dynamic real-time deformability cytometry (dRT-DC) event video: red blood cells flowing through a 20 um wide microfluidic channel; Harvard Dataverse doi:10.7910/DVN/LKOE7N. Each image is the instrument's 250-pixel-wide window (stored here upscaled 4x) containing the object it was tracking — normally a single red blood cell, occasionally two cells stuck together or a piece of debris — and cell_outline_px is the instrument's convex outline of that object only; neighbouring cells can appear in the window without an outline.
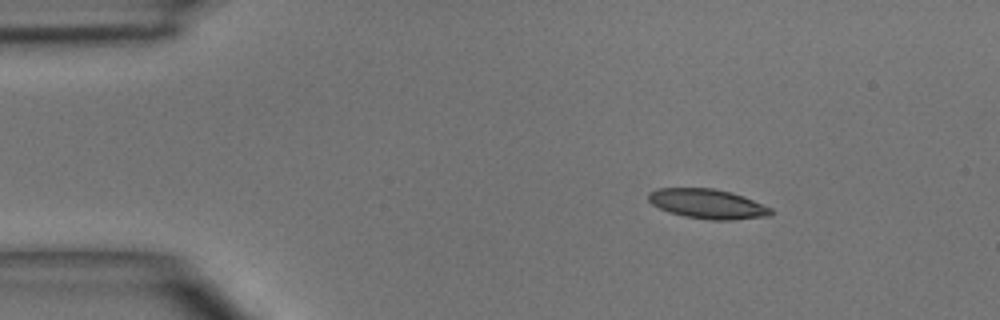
{"species": "common noctule bat (a hibernating species)", "species_latin": "Nyctalus noctula", "temperature_condition": "room temperature", "stored_images_in_passage": 5, "camera_frame_rate_fps": 3000, "um_per_image_px": 0.085, "animal": {"sex": "male", "body_mass_g": 15.6}, "frame": {"image": 1, "passage_image": 1, "time_ms": 0.0, "image_size_px": [1000, 320], "cell_outline_px": [[772, 216], [732, 220], [712, 220], [684, 216], [668, 212], [652, 204], [648, 200], [648, 192], [656, 188], [712, 188], [732, 192], [772, 208]], "centroid_in_image_um": [60.13, 17.33], "position_along_channel_um": 24.9, "area_um2": 21.21}}
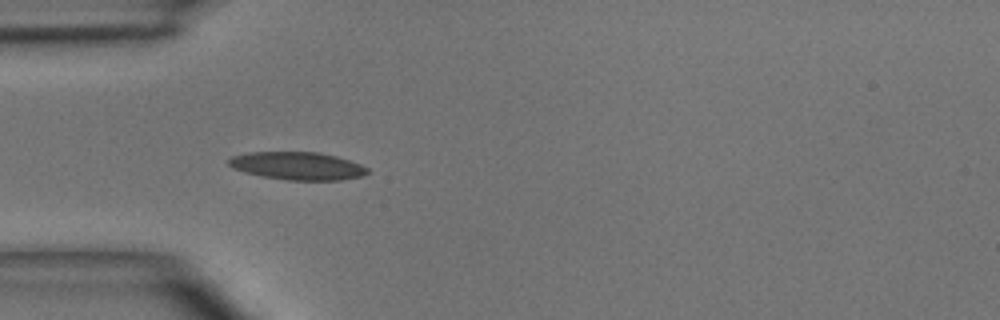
{"frame": {"image": 2, "passage_image": 3, "time_ms": 2.333, "image_size_px": [1000, 320], "cell_outline_px": [[368, 172], [364, 176], [340, 180], [288, 180], [264, 176], [244, 172], [232, 168], [228, 164], [228, 160], [232, 156], [248, 152], [320, 152], [336, 156], [360, 164], [368, 168]], "centroid_in_image_um": [25.29, 14.1], "position_along_channel_um": 59.7, "area_um2": 22.48}}
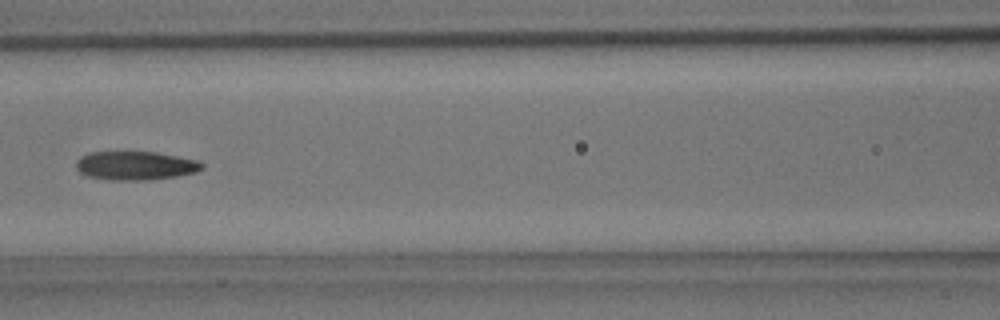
{"frame": {"image": 3, "passage_image": 5, "time_ms": 4.667, "image_size_px": [1000, 320], "cell_outline_px": [[204, 168], [196, 172], [176, 176], [148, 180], [112, 180], [88, 176], [80, 172], [76, 168], [76, 160], [80, 156], [88, 152], [156, 152], [200, 160], [204, 164]], "centroid_in_image_um": [11.53, 14.07], "position_along_channel_um": 155.1, "area_um2": 21.21}}